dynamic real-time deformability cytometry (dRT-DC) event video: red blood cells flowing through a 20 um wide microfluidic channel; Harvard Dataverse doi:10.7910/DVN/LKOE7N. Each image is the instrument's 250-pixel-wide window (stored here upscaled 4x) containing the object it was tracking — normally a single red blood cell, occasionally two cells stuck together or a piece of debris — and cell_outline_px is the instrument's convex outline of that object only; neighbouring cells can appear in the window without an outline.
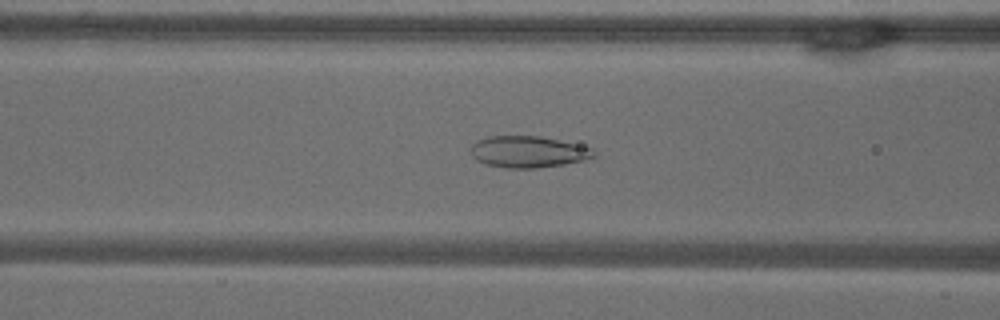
{"species": "common noctule bat (a hibernating species)", "species_latin": "Nyctalus noctula", "temperature_condition": "warm", "stored_images_in_passage": 55, "camera_frame_rate_fps": 3000, "um_per_image_px": 0.085, "animal": {"sex": "male", "body_mass_g": 18.8}, "frame": {"image": 1, "passage_image": 22, "time_ms": 7.0, "image_size_px": [1000, 320], "cell_outline_px": [[596, 156], [584, 160], [564, 164], [536, 168], [508, 168], [484, 164], [476, 160], [472, 156], [468, 148], [476, 140], [488, 136], [540, 136], [592, 148], [596, 152]], "centroid_in_image_um": [44.83, 12.9], "position_along_channel_um": 121.8, "area_um2": 22.72}}
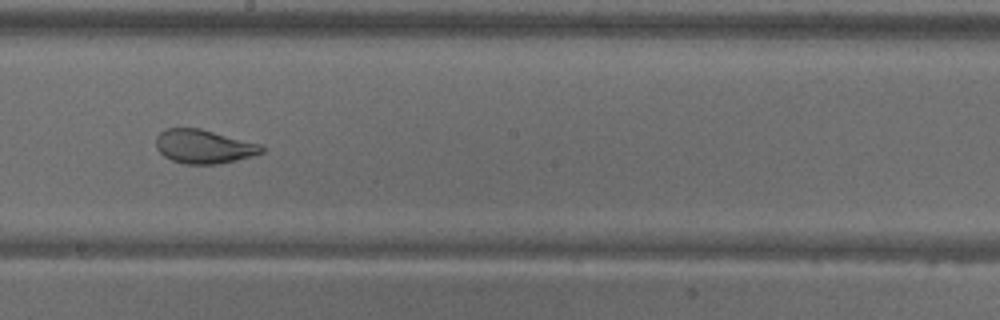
{"frame": {"image": 2, "passage_image": 31, "time_ms": 10.0, "image_size_px": [1000, 320], "cell_outline_px": [[264, 152], [252, 156], [236, 160], [216, 164], [184, 164], [172, 160], [164, 156], [156, 148], [156, 136], [160, 132], [168, 128], [200, 128], [260, 144], [264, 148]], "centroid_in_image_um": [17.31, 12.45], "position_along_channel_um": 230.9, "area_um2": 20.75}}
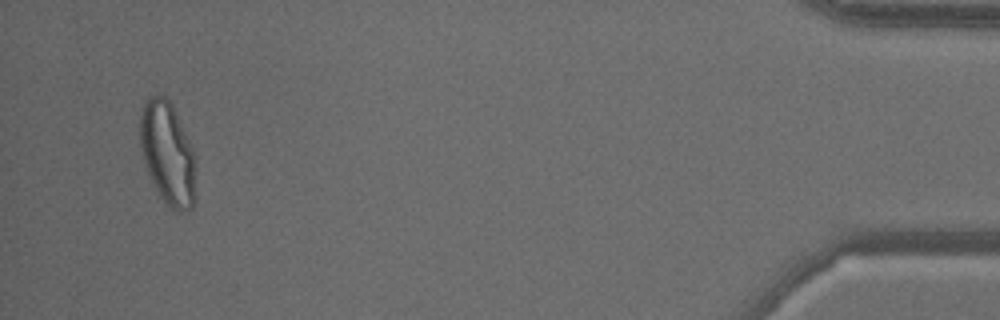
{"frame": {"image": 3, "passage_image": 53, "time_ms": 17.333, "image_size_px": [1000, 320], "cell_outline_px": [[196, 200], [192, 208], [184, 212], [172, 212], [164, 204], [152, 184], [148, 176], [140, 152], [140, 112], [144, 100], [148, 96], [164, 96], [172, 104], [196, 156]], "centroid_in_image_um": [14.25, 13.13], "position_along_channel_um": 420.9, "area_um2": 34.62}, "authors_computed_cell_mechanics": {"area_um2": 29.5936, "velocity_mm_per_s": 3.6411, "shape_relaxation_time_tau1_ms": null, "shape_relaxation_time_tau2_ms": 0.7338, "deformation_change_tau1": null, "deformation_change_tau2": 0.0576}}